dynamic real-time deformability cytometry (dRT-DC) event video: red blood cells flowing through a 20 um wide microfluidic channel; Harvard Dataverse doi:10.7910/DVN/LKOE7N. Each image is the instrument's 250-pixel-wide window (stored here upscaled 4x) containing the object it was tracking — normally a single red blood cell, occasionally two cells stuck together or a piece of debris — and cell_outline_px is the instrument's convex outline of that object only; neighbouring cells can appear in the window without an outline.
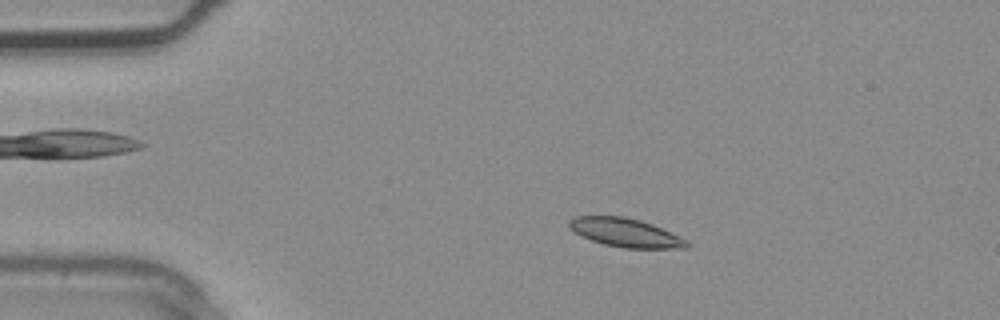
{"species": "common noctule bat (a hibernating species)", "species_latin": "Nyctalus noctula", "temperature_condition": "warm", "stored_images_in_passage": 2, "camera_frame_rate_fps": 3000, "um_per_image_px": 0.085, "animal": {"sex": "male", "body_mass_g": 20.4}, "frame": {"image": 1, "passage_image": 1, "time_ms": 0.0, "image_size_px": [1000, 320], "cell_outline_px": [[688, 248], [624, 248], [604, 244], [592, 240], [576, 232], [568, 224], [568, 220], [576, 216], [624, 216], [640, 220], [652, 224], [688, 240]], "centroid_in_image_um": [53.19, 19.77], "position_along_channel_um": 31.8, "area_um2": 19.36}}